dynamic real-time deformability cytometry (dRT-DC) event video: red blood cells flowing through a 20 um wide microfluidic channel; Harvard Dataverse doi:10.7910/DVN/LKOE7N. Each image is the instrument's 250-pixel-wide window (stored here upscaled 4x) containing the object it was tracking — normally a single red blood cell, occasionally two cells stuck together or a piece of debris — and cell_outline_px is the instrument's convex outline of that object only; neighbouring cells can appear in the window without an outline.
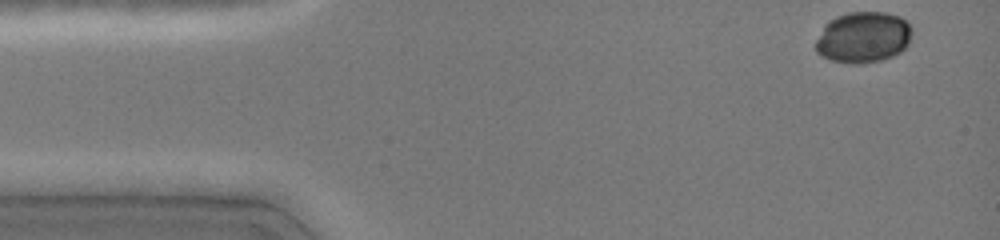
{"species": "common noctule bat (a hibernating species)", "species_latin": "Nyctalus noctula", "temperature_condition": "cold", "stored_images_in_passage": 11, "camera_frame_rate_fps": 3000, "um_per_image_px": 0.085, "animal": {"sex": "female", "body_mass_g": 19.0, "forearm_length_mm": 51.5}, "frame": {"image": 1, "passage_image": 1, "time_ms": 0.0, "image_size_px": [1000, 240], "cell_outline_px": [[912, 32], [908, 44], [900, 52], [892, 56], [880, 60], [860, 64], [852, 64], [832, 60], [820, 56], [816, 52], [816, 40], [824, 24], [828, 20], [836, 16], [848, 12], [884, 12], [900, 16], [912, 28]], "centroid_in_image_um": [73.35, 3.16], "position_along_channel_um": 11.7, "area_um2": 28.84}}